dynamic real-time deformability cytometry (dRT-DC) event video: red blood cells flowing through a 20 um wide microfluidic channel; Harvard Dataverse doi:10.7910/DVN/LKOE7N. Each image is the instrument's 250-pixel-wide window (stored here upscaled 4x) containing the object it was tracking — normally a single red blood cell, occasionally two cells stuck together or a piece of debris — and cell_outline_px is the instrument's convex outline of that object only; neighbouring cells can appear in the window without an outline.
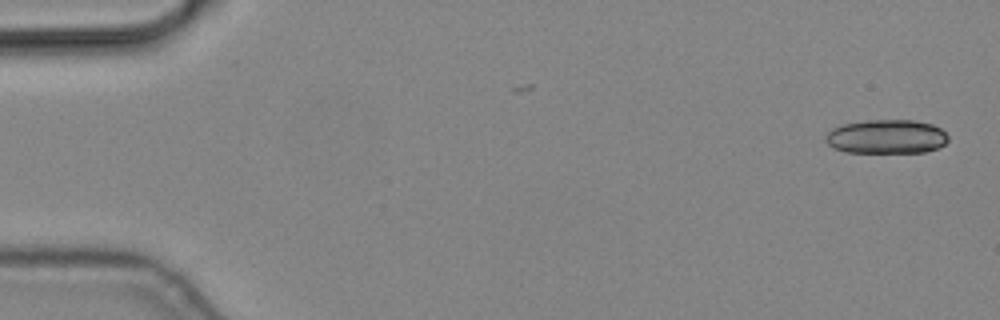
{"species": "common noctule bat (a hibernating species)", "species_latin": "Nyctalus noctula", "temperature_condition": "cold", "stored_images_in_passage": 5, "camera_frame_rate_fps": 3000, "um_per_image_px": 0.085, "animal": {"sex": "male", "body_mass_g": 19.2, "forearm_length_mm": 51.8}, "frame": {"image": 1, "passage_image": 1, "time_ms": 0.0, "image_size_px": [1000, 320], "cell_outline_px": [[948, 140], [944, 144], [936, 148], [924, 152], [844, 152], [832, 148], [824, 140], [824, 136], [832, 128], [844, 124], [868, 120], [916, 120], [932, 124], [940, 128], [948, 136]], "centroid_in_image_um": [75.32, 11.61], "position_along_channel_um": 9.7, "area_um2": 24.39}}